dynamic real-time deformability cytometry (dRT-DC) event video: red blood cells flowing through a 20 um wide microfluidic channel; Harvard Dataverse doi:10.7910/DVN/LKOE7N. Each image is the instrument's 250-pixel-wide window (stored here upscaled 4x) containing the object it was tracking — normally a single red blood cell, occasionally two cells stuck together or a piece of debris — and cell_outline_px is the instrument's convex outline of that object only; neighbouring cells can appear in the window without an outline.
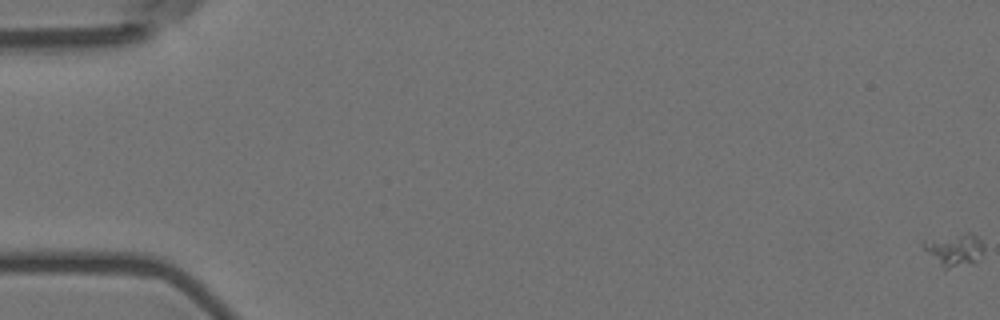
{"species": "Egyptian fruit bat (a non-hibernating species)", "species_latin": "Rousettus aegyptiacus", "temperature_condition": "room temperature", "stored_images_in_passage": 60, "segment_of_instrument_passage": [1, 2], "camera_frame_rate_fps": 3000, "um_per_image_px": 0.085, "animal": {"sex": "female"}, "frame": {"image": 1, "passage_image": 1, "time_ms": 0.0, "image_size_px": [1000, 320], "cell_outline_px": [[984, 252], [972, 264], [948, 268], [944, 268], [920, 244], [924, 240], [968, 232], [976, 236], [984, 244]], "centroid_in_image_um": [81.16, 21.21], "position_along_channel_um": 3.8, "area_um2": 11.21}}
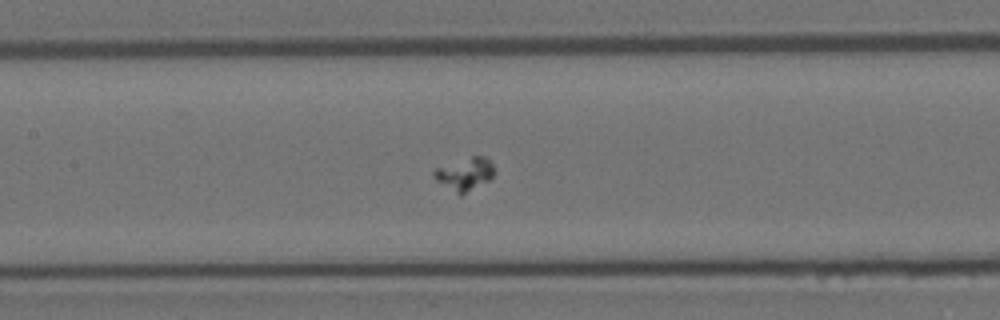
{"frame": {"image": 2, "passage_image": 29, "time_ms": 9.333, "image_size_px": [1000, 320], "cell_outline_px": [[496, 172], [488, 180], [460, 196], [436, 180], [432, 176], [432, 172], [436, 168], [472, 156], [484, 156], [492, 164]], "centroid_in_image_um": [39.5, 14.79], "position_along_channel_um": 167.9, "area_um2": 11.27}}
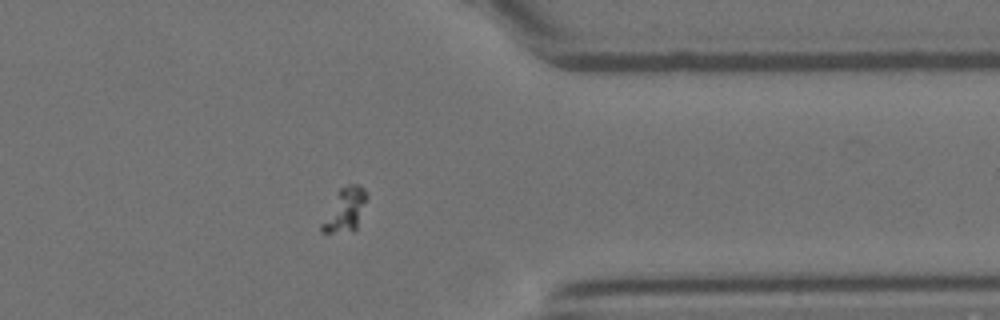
{"frame": {"image": 3, "passage_image": 48, "time_ms": 15.667, "image_size_px": [1000, 320], "cell_outline_px": [[368, 196], [356, 228], [352, 232], [320, 232], [320, 224], [340, 188], [348, 184], [356, 184], [364, 188], [368, 192]], "centroid_in_image_um": [29.34, 17.83], "position_along_channel_um": 382.1, "area_um2": 11.27}}